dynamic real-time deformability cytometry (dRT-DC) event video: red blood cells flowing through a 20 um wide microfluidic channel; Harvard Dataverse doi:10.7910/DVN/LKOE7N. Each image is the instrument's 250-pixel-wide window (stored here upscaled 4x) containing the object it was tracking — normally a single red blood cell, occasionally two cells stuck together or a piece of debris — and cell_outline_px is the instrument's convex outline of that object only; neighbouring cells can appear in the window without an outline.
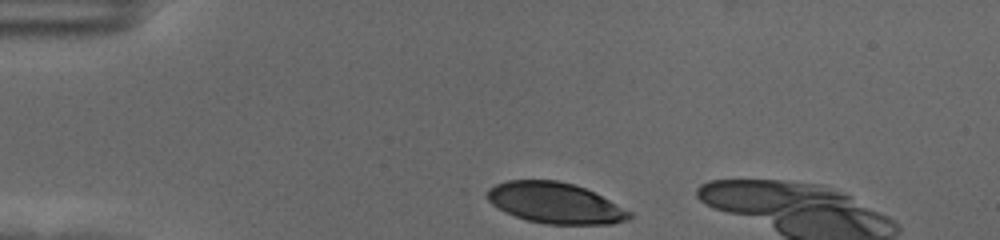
{"species": "human", "species_latin": "Homo sapiens", "temperature_condition": "cold", "stored_images_in_passage": 7, "camera_frame_rate_fps": 3000, "um_per_image_px": 0.085, "donor": {"sex": "female"}, "frame": {"image": 1, "passage_image": 1, "time_ms": 0.0, "image_size_px": [1000, 240], "cell_outline_px": [[632, 216], [628, 220], [612, 224], [548, 224], [528, 220], [504, 212], [496, 208], [488, 200], [488, 188], [496, 184], [508, 180], [556, 180], [572, 184], [584, 188], [632, 212]], "centroid_in_image_um": [47.17, 17.26], "position_along_channel_um": 37.8, "area_um2": 33.52}}